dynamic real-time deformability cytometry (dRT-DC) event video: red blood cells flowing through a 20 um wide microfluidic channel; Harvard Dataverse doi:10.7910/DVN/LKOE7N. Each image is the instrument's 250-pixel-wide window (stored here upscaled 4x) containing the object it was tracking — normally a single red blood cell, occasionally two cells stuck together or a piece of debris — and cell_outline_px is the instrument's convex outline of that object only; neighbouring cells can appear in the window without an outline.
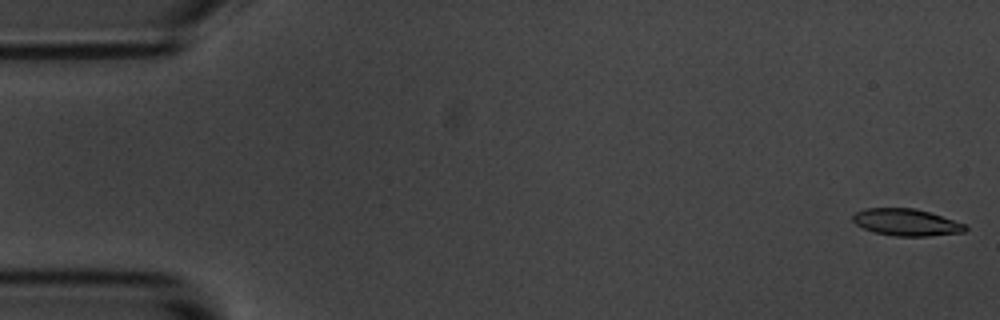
{"species": "common noctule bat (a hibernating species)", "species_latin": "Nyctalus noctula", "temperature_condition": "room temperature", "stored_images_in_passage": 55, "segment_of_instrument_passage": [1, 2], "camera_frame_rate_fps": 3000, "um_per_image_px": 0.085, "animal": {"sex": "male", "body_mass_g": 20.1, "forearm_length_mm": 53.5}, "frame": {"image": 1, "passage_image": 1, "time_ms": 0.0, "image_size_px": [1000, 320], "cell_outline_px": [[968, 228], [964, 232], [928, 236], [892, 236], [872, 232], [856, 224], [852, 220], [852, 216], [856, 212], [864, 208], [916, 208], [968, 224]], "centroid_in_image_um": [77.05, 18.9], "position_along_channel_um": 7.9, "area_um2": 17.86}}
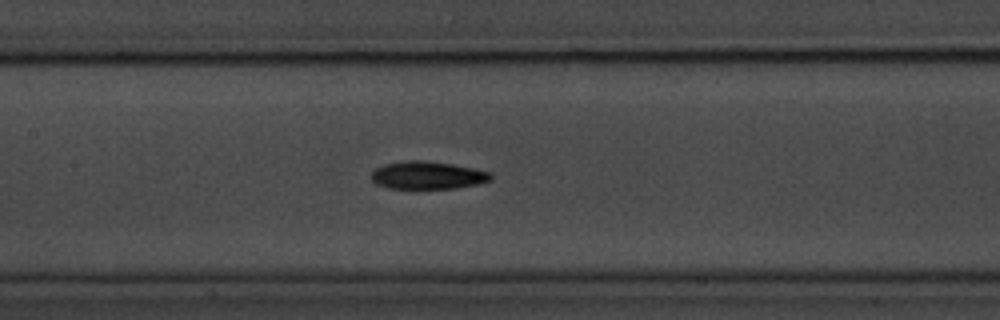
{"frame": {"image": 2, "passage_image": 25, "time_ms": 8.0, "image_size_px": [1000, 320], "cell_outline_px": [[492, 180], [476, 184], [456, 188], [416, 192], [388, 188], [376, 184], [372, 180], [372, 172], [376, 168], [384, 164], [408, 160], [424, 160], [452, 164], [472, 168], [488, 172], [492, 176]], "centroid_in_image_um": [36.29, 14.95], "position_along_channel_um": 171.1, "area_um2": 20.11}}
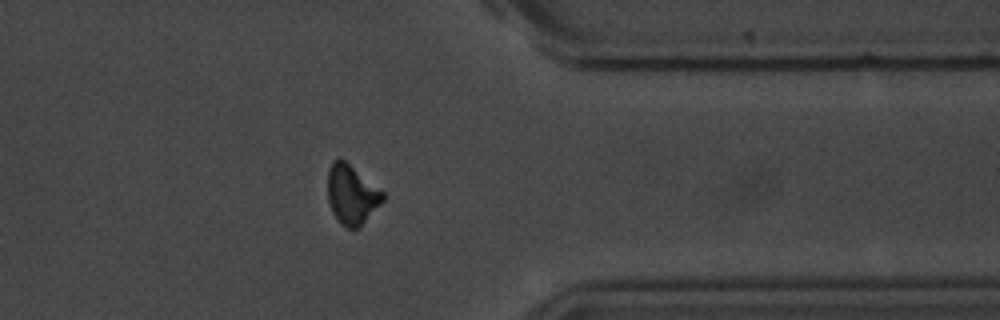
{"frame": {"image": 3, "passage_image": 43, "time_ms": 14.0, "image_size_px": [1000, 320], "cell_outline_px": [[384, 200], [360, 228], [348, 228], [340, 224], [332, 212], [328, 200], [328, 168], [332, 160], [344, 160], [384, 192]], "centroid_in_image_um": [29.89, 16.57], "position_along_channel_um": 381.5, "area_um2": 19.02}}